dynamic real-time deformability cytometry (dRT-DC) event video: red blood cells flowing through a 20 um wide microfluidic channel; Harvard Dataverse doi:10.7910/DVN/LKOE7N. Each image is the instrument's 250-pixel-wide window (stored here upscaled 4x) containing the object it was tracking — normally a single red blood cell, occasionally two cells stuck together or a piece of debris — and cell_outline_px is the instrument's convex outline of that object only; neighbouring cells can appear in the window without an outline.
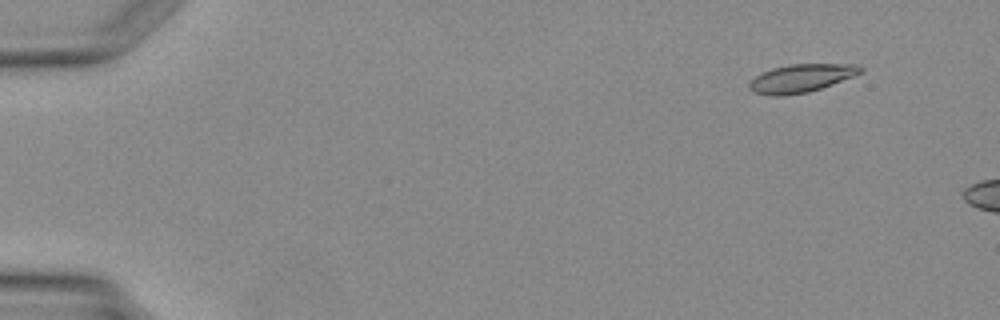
{"species": "Egyptian fruit bat (a non-hibernating species)", "species_latin": "Rousettus aegyptiacus", "temperature_condition": "warm", "stored_images_in_passage": 6, "camera_frame_rate_fps": 3000, "um_per_image_px": 0.085, "animal": {"sex": "female"}, "frame": {"image": 1, "passage_image": 2, "time_ms": 1.0, "image_size_px": [1000, 320], "cell_outline_px": [[864, 72], [832, 84], [808, 92], [784, 96], [776, 96], [752, 92], [748, 88], [748, 84], [756, 76], [772, 68], [792, 64], [860, 64], [864, 68]], "centroid_in_image_um": [68.13, 6.64], "position_along_channel_um": 16.9, "area_um2": 18.21}}
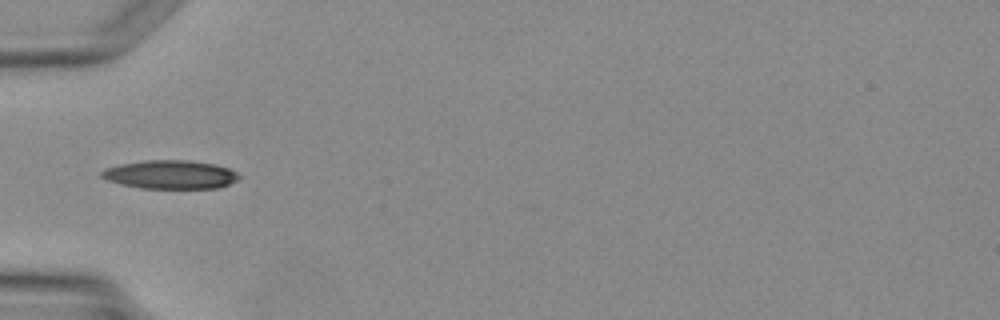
{"frame": {"image": 2, "passage_image": 6, "time_ms": 6.667, "image_size_px": [1000, 320], "cell_outline_px": [[240, 176], [236, 180], [228, 184], [216, 188], [140, 188], [120, 184], [108, 180], [100, 176], [100, 172], [104, 168], [120, 164], [144, 160], [188, 160], [216, 164], [228, 168], [236, 172]], "centroid_in_image_um": [14.45, 14.83], "position_along_channel_um": 70.6, "area_um2": 22.89}}